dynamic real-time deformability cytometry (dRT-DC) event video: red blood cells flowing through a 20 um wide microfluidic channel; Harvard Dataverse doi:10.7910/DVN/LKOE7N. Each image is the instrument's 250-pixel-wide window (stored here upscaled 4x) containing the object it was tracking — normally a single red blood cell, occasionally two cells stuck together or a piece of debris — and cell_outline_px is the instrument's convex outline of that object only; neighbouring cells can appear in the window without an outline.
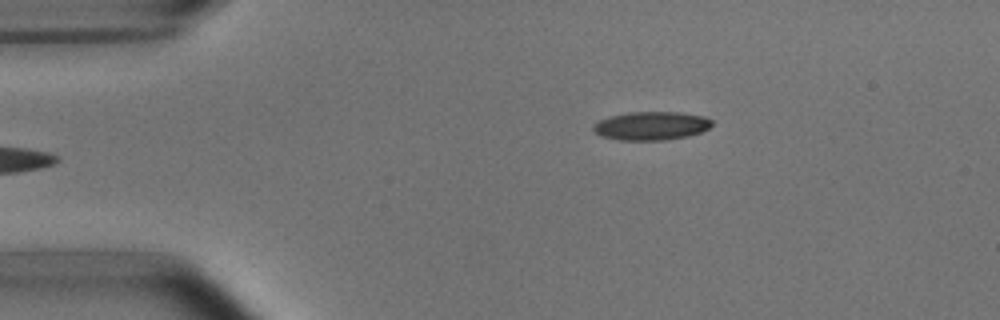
{"species": "common noctule bat (a hibernating species)", "species_latin": "Nyctalus noctula", "temperature_condition": "room temperature", "stored_images_in_passage": 4, "camera_frame_rate_fps": 3000, "um_per_image_px": 0.085, "animal": {"sex": "male", "body_mass_g": 15.6}, "frame": {"image": 1, "passage_image": 4, "time_ms": 3.667, "image_size_px": [1000, 320], "cell_outline_px": [[712, 124], [708, 128], [700, 132], [688, 136], [668, 140], [616, 140], [600, 136], [592, 128], [600, 120], [612, 116], [628, 112], [680, 112], [704, 116], [712, 120]], "centroid_in_image_um": [55.37, 10.7], "position_along_channel_um": 29.6, "area_um2": 19.65}}